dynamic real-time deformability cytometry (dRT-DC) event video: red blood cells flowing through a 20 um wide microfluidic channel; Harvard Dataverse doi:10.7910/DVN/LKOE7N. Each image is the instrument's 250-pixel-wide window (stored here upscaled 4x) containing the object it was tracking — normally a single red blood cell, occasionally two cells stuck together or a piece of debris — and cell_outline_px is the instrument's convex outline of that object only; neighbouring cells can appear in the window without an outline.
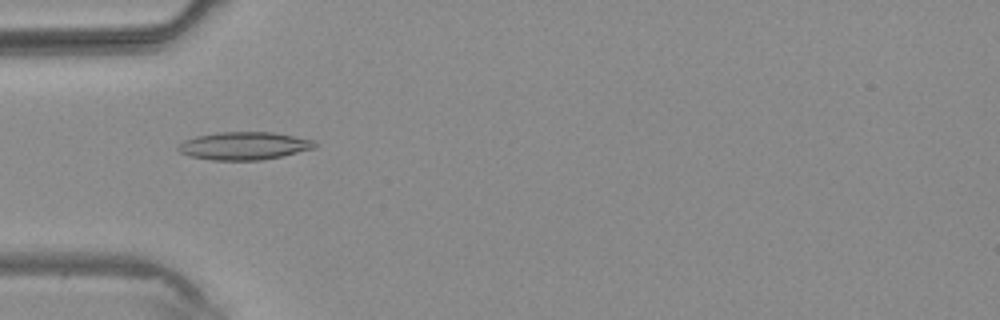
{"species": "common noctule bat (a hibernating species)", "species_latin": "Nyctalus noctula", "temperature_condition": "warm", "stored_images_in_passage": 1, "camera_frame_rate_fps": 3000, "um_per_image_px": 0.085, "animal": {"sex": "male", "body_mass_g": 20.4}, "frame": {"image": 1, "passage_image": 1, "time_ms": 0.0, "image_size_px": [1000, 320], "cell_outline_px": [[316, 148], [280, 156], [260, 160], [212, 160], [192, 156], [180, 152], [176, 148], [184, 140], [196, 136], [220, 132], [272, 132], [312, 140], [316, 144]], "centroid_in_image_um": [20.72, 12.39], "position_along_channel_um": 64.3, "area_um2": 21.85}}